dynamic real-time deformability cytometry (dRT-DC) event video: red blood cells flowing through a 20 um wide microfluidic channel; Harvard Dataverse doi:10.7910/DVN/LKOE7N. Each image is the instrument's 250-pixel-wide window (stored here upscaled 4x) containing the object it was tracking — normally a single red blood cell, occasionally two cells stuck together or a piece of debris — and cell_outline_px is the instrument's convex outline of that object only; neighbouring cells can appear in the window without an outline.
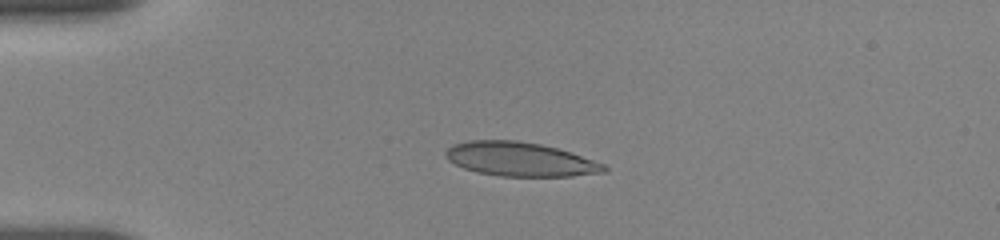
{"species": "human", "species_latin": "Homo sapiens", "temperature_condition": "room temperature", "stored_images_in_passage": 43, "camera_frame_rate_fps": 3000, "um_per_image_px": 0.085, "donor": {"sex": "female"}, "frame": {"image": 1, "passage_image": 1, "time_ms": 0.0, "image_size_px": [1000, 240], "cell_outline_px": [[608, 172], [572, 176], [500, 176], [476, 172], [464, 168], [448, 160], [444, 156], [444, 152], [452, 144], [468, 140], [516, 140], [540, 144], [556, 148], [604, 164], [608, 168]], "centroid_in_image_um": [44.17, 13.53], "position_along_channel_um": 40.8, "area_um2": 31.33}}
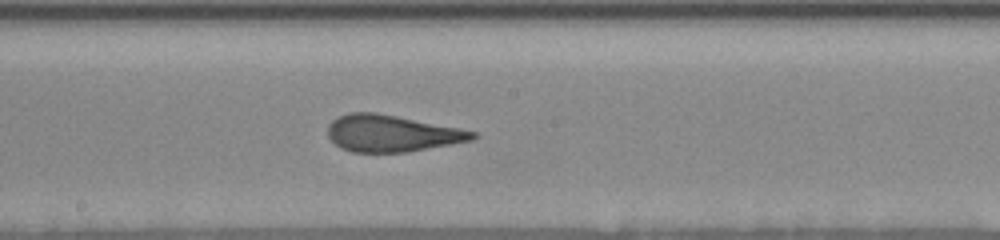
{"frame": {"image": 2, "passage_image": 18, "time_ms": 5.667, "image_size_px": [1000, 240], "cell_outline_px": [[476, 136], [472, 140], [452, 144], [408, 152], [352, 152], [340, 148], [328, 136], [328, 124], [332, 120], [348, 112], [376, 112], [460, 128], [476, 132]], "centroid_in_image_um": [33.28, 11.33], "position_along_channel_um": 214.9, "area_um2": 30.92}}
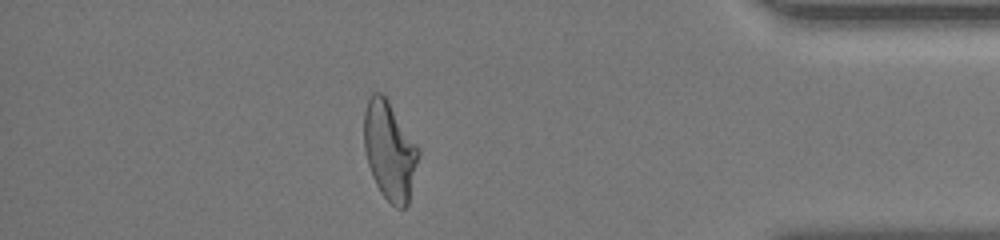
{"frame": {"image": 3, "passage_image": 36, "time_ms": 11.667, "image_size_px": [1000, 240], "cell_outline_px": [[420, 152], [408, 204], [404, 208], [396, 208], [380, 192], [372, 176], [368, 164], [364, 148], [364, 112], [368, 100], [372, 92], [380, 92], [388, 100], [420, 148]], "centroid_in_image_um": [33.12, 12.81], "position_along_channel_um": 402.1, "area_um2": 31.21}, "authors_computed_cell_mechanics": {"area_um2": 31.3854, "velocity_mm_per_s": 3.6583, "shape_relaxation_time_tau1_ms": 6.2992, "shape_relaxation_time_tau2_ms": 1.0844, "deformation_change_tau1": 0.207, "deformation_change_tau2": 0.083}}